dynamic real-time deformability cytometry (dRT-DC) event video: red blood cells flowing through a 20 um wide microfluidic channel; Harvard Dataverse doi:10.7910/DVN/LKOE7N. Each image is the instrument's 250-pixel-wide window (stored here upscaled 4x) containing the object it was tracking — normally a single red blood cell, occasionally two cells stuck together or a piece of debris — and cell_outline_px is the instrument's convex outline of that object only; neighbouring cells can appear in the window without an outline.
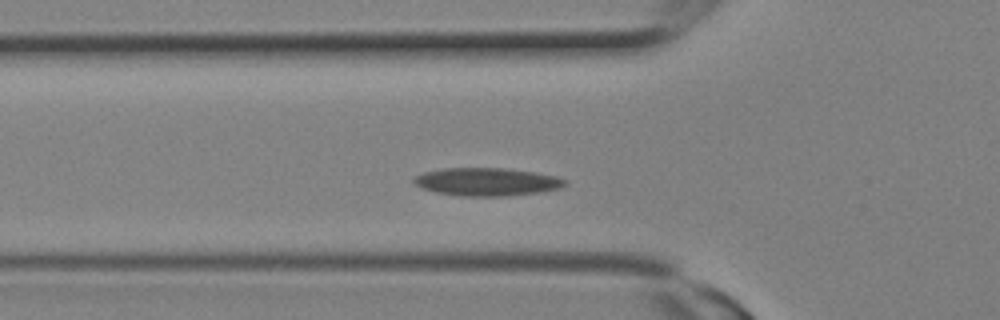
{"species": "Egyptian fruit bat (a non-hibernating species)", "species_latin": "Rousettus aegyptiacus", "temperature_condition": "room temperature", "stored_images_in_passage": 8, "camera_frame_rate_fps": 3000, "um_per_image_px": 0.085, "animal": {"sex": "female"}, "frame": {"image": 1, "passage_image": 6, "time_ms": 1.667, "image_size_px": [1000, 320], "cell_outline_px": [[564, 184], [560, 188], [536, 192], [508, 196], [464, 196], [436, 192], [420, 188], [412, 180], [416, 176], [424, 172], [444, 168], [504, 168], [536, 172], [556, 176], [564, 180]], "centroid_in_image_um": [41.34, 15.45], "position_along_channel_um": 84.5, "area_um2": 24.39}}
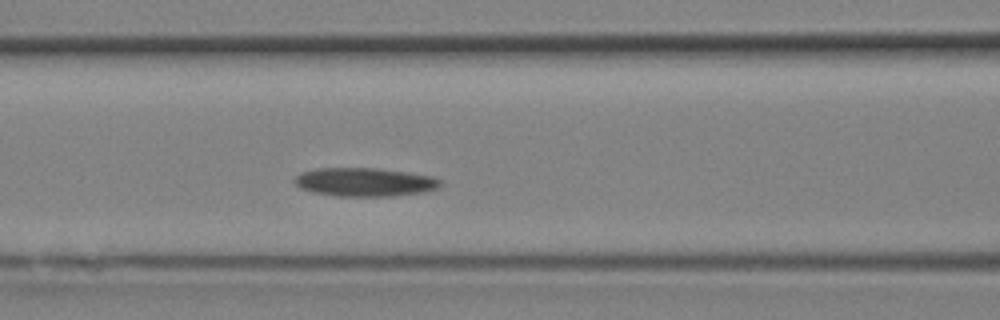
{"frame": {"image": 2, "passage_image": 8, "time_ms": 2.333, "image_size_px": [1000, 320], "cell_outline_px": [[440, 184], [436, 188], [424, 192], [396, 196], [336, 196], [312, 192], [300, 188], [296, 184], [296, 176], [300, 172], [316, 168], [376, 168], [432, 176], [440, 180]], "centroid_in_image_um": [30.97, 15.48], "position_along_channel_um": 135.6, "area_um2": 24.16}}